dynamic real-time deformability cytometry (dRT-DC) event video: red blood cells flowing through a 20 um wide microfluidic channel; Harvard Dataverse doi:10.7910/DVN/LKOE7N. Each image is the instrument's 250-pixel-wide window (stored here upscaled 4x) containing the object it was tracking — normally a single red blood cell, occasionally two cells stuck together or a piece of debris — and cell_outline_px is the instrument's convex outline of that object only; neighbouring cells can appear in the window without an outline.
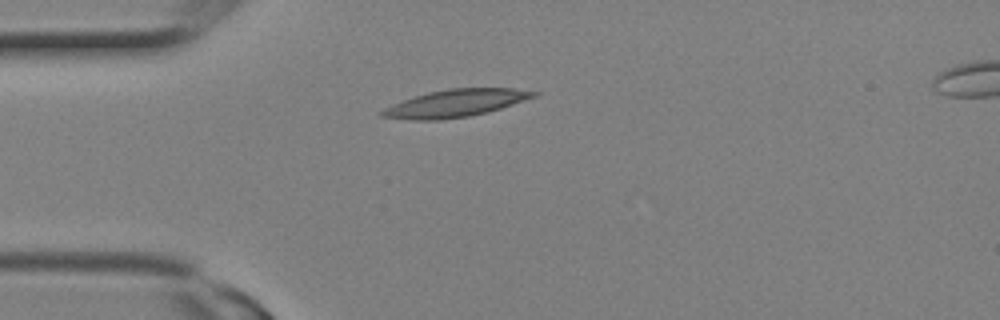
{"species": "Egyptian fruit bat (a non-hibernating species)", "species_latin": "Rousettus aegyptiacus", "temperature_condition": "room temperature", "stored_images_in_passage": 3, "camera_frame_rate_fps": 3000, "um_per_image_px": 0.085, "animal": {"sex": "female"}, "frame": {"image": 1, "passage_image": 1, "time_ms": 0.0, "image_size_px": [1000, 320], "cell_outline_px": [[540, 92], [536, 96], [488, 112], [468, 116], [440, 120], [412, 120], [380, 116], [376, 112], [392, 104], [428, 92], [448, 88], [512, 88]], "centroid_in_image_um": [38.68, 8.78], "position_along_channel_um": 46.3, "area_um2": 24.1}}